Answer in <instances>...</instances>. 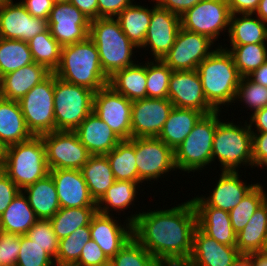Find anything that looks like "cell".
Here are the masks:
<instances>
[{"label": "cell", "instance_id": "6da1fadb", "mask_svg": "<svg viewBox=\"0 0 267 266\" xmlns=\"http://www.w3.org/2000/svg\"><path fill=\"white\" fill-rule=\"evenodd\" d=\"M127 217L133 237L159 262L188 261L197 215L191 200L169 209Z\"/></svg>", "mask_w": 267, "mask_h": 266}, {"label": "cell", "instance_id": "7a4b0ae2", "mask_svg": "<svg viewBox=\"0 0 267 266\" xmlns=\"http://www.w3.org/2000/svg\"><path fill=\"white\" fill-rule=\"evenodd\" d=\"M203 92L209 105L215 111L235 101L237 88L242 76L228 50L216 48L197 67Z\"/></svg>", "mask_w": 267, "mask_h": 266}, {"label": "cell", "instance_id": "3957f363", "mask_svg": "<svg viewBox=\"0 0 267 266\" xmlns=\"http://www.w3.org/2000/svg\"><path fill=\"white\" fill-rule=\"evenodd\" d=\"M54 74L94 93L108 85L109 81V77L102 70L97 46L89 37L62 47L61 61Z\"/></svg>", "mask_w": 267, "mask_h": 266}, {"label": "cell", "instance_id": "277c9868", "mask_svg": "<svg viewBox=\"0 0 267 266\" xmlns=\"http://www.w3.org/2000/svg\"><path fill=\"white\" fill-rule=\"evenodd\" d=\"M89 38L97 46L101 67L110 77L114 72L133 66L136 47L123 33L115 18H97L90 21Z\"/></svg>", "mask_w": 267, "mask_h": 266}, {"label": "cell", "instance_id": "5b68a950", "mask_svg": "<svg viewBox=\"0 0 267 266\" xmlns=\"http://www.w3.org/2000/svg\"><path fill=\"white\" fill-rule=\"evenodd\" d=\"M235 124L232 121L221 122L218 117L212 146V162L218 159L222 172H238L241 164L253 167L251 127L246 122L244 127Z\"/></svg>", "mask_w": 267, "mask_h": 266}, {"label": "cell", "instance_id": "8992f818", "mask_svg": "<svg viewBox=\"0 0 267 266\" xmlns=\"http://www.w3.org/2000/svg\"><path fill=\"white\" fill-rule=\"evenodd\" d=\"M2 170L23 190L49 174L42 136L8 146Z\"/></svg>", "mask_w": 267, "mask_h": 266}, {"label": "cell", "instance_id": "52a82bcc", "mask_svg": "<svg viewBox=\"0 0 267 266\" xmlns=\"http://www.w3.org/2000/svg\"><path fill=\"white\" fill-rule=\"evenodd\" d=\"M220 112L214 111L203 115L189 135L174 150L175 165L178 170L195 172L212 163L213 139Z\"/></svg>", "mask_w": 267, "mask_h": 266}, {"label": "cell", "instance_id": "ba28073f", "mask_svg": "<svg viewBox=\"0 0 267 266\" xmlns=\"http://www.w3.org/2000/svg\"><path fill=\"white\" fill-rule=\"evenodd\" d=\"M94 92L54 74L55 131H74L92 112Z\"/></svg>", "mask_w": 267, "mask_h": 266}, {"label": "cell", "instance_id": "9c48e42d", "mask_svg": "<svg viewBox=\"0 0 267 266\" xmlns=\"http://www.w3.org/2000/svg\"><path fill=\"white\" fill-rule=\"evenodd\" d=\"M26 126L33 136L55 131L54 73L35 85L19 101Z\"/></svg>", "mask_w": 267, "mask_h": 266}, {"label": "cell", "instance_id": "30bf717a", "mask_svg": "<svg viewBox=\"0 0 267 266\" xmlns=\"http://www.w3.org/2000/svg\"><path fill=\"white\" fill-rule=\"evenodd\" d=\"M230 16L227 0H202L180 17L181 27L216 41L220 32L229 30Z\"/></svg>", "mask_w": 267, "mask_h": 266}, {"label": "cell", "instance_id": "8fae6325", "mask_svg": "<svg viewBox=\"0 0 267 266\" xmlns=\"http://www.w3.org/2000/svg\"><path fill=\"white\" fill-rule=\"evenodd\" d=\"M41 136L49 170H80L91 156L74 131L56 130Z\"/></svg>", "mask_w": 267, "mask_h": 266}, {"label": "cell", "instance_id": "7c38bea8", "mask_svg": "<svg viewBox=\"0 0 267 266\" xmlns=\"http://www.w3.org/2000/svg\"><path fill=\"white\" fill-rule=\"evenodd\" d=\"M135 156L139 184L177 169L174 150L158 137L135 138Z\"/></svg>", "mask_w": 267, "mask_h": 266}, {"label": "cell", "instance_id": "4fadbf2b", "mask_svg": "<svg viewBox=\"0 0 267 266\" xmlns=\"http://www.w3.org/2000/svg\"><path fill=\"white\" fill-rule=\"evenodd\" d=\"M92 111L121 139H131L132 101L109 85L93 95Z\"/></svg>", "mask_w": 267, "mask_h": 266}, {"label": "cell", "instance_id": "5bb4252c", "mask_svg": "<svg viewBox=\"0 0 267 266\" xmlns=\"http://www.w3.org/2000/svg\"><path fill=\"white\" fill-rule=\"evenodd\" d=\"M214 41L209 37L179 29L175 42L162 61L172 71L196 70L198 65L214 50Z\"/></svg>", "mask_w": 267, "mask_h": 266}, {"label": "cell", "instance_id": "9a60e30c", "mask_svg": "<svg viewBox=\"0 0 267 266\" xmlns=\"http://www.w3.org/2000/svg\"><path fill=\"white\" fill-rule=\"evenodd\" d=\"M48 26L51 35L62 47L89 37L90 20L70 2L54 4Z\"/></svg>", "mask_w": 267, "mask_h": 266}, {"label": "cell", "instance_id": "2e32d148", "mask_svg": "<svg viewBox=\"0 0 267 266\" xmlns=\"http://www.w3.org/2000/svg\"><path fill=\"white\" fill-rule=\"evenodd\" d=\"M48 29V20L32 16L20 2L0 6V38L28 42Z\"/></svg>", "mask_w": 267, "mask_h": 266}, {"label": "cell", "instance_id": "e0dca14e", "mask_svg": "<svg viewBox=\"0 0 267 266\" xmlns=\"http://www.w3.org/2000/svg\"><path fill=\"white\" fill-rule=\"evenodd\" d=\"M173 107L169 99L132 101L131 138L158 137Z\"/></svg>", "mask_w": 267, "mask_h": 266}, {"label": "cell", "instance_id": "ac0fdd59", "mask_svg": "<svg viewBox=\"0 0 267 266\" xmlns=\"http://www.w3.org/2000/svg\"><path fill=\"white\" fill-rule=\"evenodd\" d=\"M168 99L174 107L194 109L204 115L215 110L207 102L197 70L173 71Z\"/></svg>", "mask_w": 267, "mask_h": 266}, {"label": "cell", "instance_id": "d6986e66", "mask_svg": "<svg viewBox=\"0 0 267 266\" xmlns=\"http://www.w3.org/2000/svg\"><path fill=\"white\" fill-rule=\"evenodd\" d=\"M180 28V16L157 5L152 10L150 25L142 47L148 46V49L150 47L154 60H162L173 46Z\"/></svg>", "mask_w": 267, "mask_h": 266}, {"label": "cell", "instance_id": "ffe728a7", "mask_svg": "<svg viewBox=\"0 0 267 266\" xmlns=\"http://www.w3.org/2000/svg\"><path fill=\"white\" fill-rule=\"evenodd\" d=\"M126 226L119 223L111 215L96 212L89 226L91 240L103 250L111 260L133 237V224L126 221Z\"/></svg>", "mask_w": 267, "mask_h": 266}, {"label": "cell", "instance_id": "44dd1931", "mask_svg": "<svg viewBox=\"0 0 267 266\" xmlns=\"http://www.w3.org/2000/svg\"><path fill=\"white\" fill-rule=\"evenodd\" d=\"M239 176L238 172H222L213 193L208 197H194L191 199L193 205L211 206L229 212L256 186L246 185Z\"/></svg>", "mask_w": 267, "mask_h": 266}, {"label": "cell", "instance_id": "7402d4cb", "mask_svg": "<svg viewBox=\"0 0 267 266\" xmlns=\"http://www.w3.org/2000/svg\"><path fill=\"white\" fill-rule=\"evenodd\" d=\"M55 183L61 208L96 207L81 170H49Z\"/></svg>", "mask_w": 267, "mask_h": 266}, {"label": "cell", "instance_id": "603a6c76", "mask_svg": "<svg viewBox=\"0 0 267 266\" xmlns=\"http://www.w3.org/2000/svg\"><path fill=\"white\" fill-rule=\"evenodd\" d=\"M240 254L236 246L219 243L196 227L187 262L191 266H231Z\"/></svg>", "mask_w": 267, "mask_h": 266}, {"label": "cell", "instance_id": "cb8c5ba5", "mask_svg": "<svg viewBox=\"0 0 267 266\" xmlns=\"http://www.w3.org/2000/svg\"><path fill=\"white\" fill-rule=\"evenodd\" d=\"M91 155H106L121 139L93 111L74 130Z\"/></svg>", "mask_w": 267, "mask_h": 266}, {"label": "cell", "instance_id": "d4e9b609", "mask_svg": "<svg viewBox=\"0 0 267 266\" xmlns=\"http://www.w3.org/2000/svg\"><path fill=\"white\" fill-rule=\"evenodd\" d=\"M51 73L45 66L33 62L14 72L5 74L0 78V97L19 101Z\"/></svg>", "mask_w": 267, "mask_h": 266}, {"label": "cell", "instance_id": "484cf974", "mask_svg": "<svg viewBox=\"0 0 267 266\" xmlns=\"http://www.w3.org/2000/svg\"><path fill=\"white\" fill-rule=\"evenodd\" d=\"M197 215V227L217 242L236 246L237 234L234 232L229 212L211 207L194 206Z\"/></svg>", "mask_w": 267, "mask_h": 266}, {"label": "cell", "instance_id": "4316f807", "mask_svg": "<svg viewBox=\"0 0 267 266\" xmlns=\"http://www.w3.org/2000/svg\"><path fill=\"white\" fill-rule=\"evenodd\" d=\"M16 100L0 97V139L8 147L32 137Z\"/></svg>", "mask_w": 267, "mask_h": 266}, {"label": "cell", "instance_id": "83f0119b", "mask_svg": "<svg viewBox=\"0 0 267 266\" xmlns=\"http://www.w3.org/2000/svg\"><path fill=\"white\" fill-rule=\"evenodd\" d=\"M22 191L28 198L37 219L50 220L61 208L58 195L50 173Z\"/></svg>", "mask_w": 267, "mask_h": 266}, {"label": "cell", "instance_id": "f1b7e54d", "mask_svg": "<svg viewBox=\"0 0 267 266\" xmlns=\"http://www.w3.org/2000/svg\"><path fill=\"white\" fill-rule=\"evenodd\" d=\"M203 115L194 109L173 107L158 138L175 150Z\"/></svg>", "mask_w": 267, "mask_h": 266}, {"label": "cell", "instance_id": "f546056e", "mask_svg": "<svg viewBox=\"0 0 267 266\" xmlns=\"http://www.w3.org/2000/svg\"><path fill=\"white\" fill-rule=\"evenodd\" d=\"M141 64L117 70L109 77L108 85L128 100L147 98L146 63Z\"/></svg>", "mask_w": 267, "mask_h": 266}, {"label": "cell", "instance_id": "4dcf8cb0", "mask_svg": "<svg viewBox=\"0 0 267 266\" xmlns=\"http://www.w3.org/2000/svg\"><path fill=\"white\" fill-rule=\"evenodd\" d=\"M267 243V206L263 203L247 225L237 233L236 247L241 254L264 252Z\"/></svg>", "mask_w": 267, "mask_h": 266}, {"label": "cell", "instance_id": "1f68e13d", "mask_svg": "<svg viewBox=\"0 0 267 266\" xmlns=\"http://www.w3.org/2000/svg\"><path fill=\"white\" fill-rule=\"evenodd\" d=\"M37 220L27 196L21 190L0 216V231L26 235Z\"/></svg>", "mask_w": 267, "mask_h": 266}, {"label": "cell", "instance_id": "d6a6232c", "mask_svg": "<svg viewBox=\"0 0 267 266\" xmlns=\"http://www.w3.org/2000/svg\"><path fill=\"white\" fill-rule=\"evenodd\" d=\"M80 170L95 203L116 181L106 155H91Z\"/></svg>", "mask_w": 267, "mask_h": 266}, {"label": "cell", "instance_id": "836d02e7", "mask_svg": "<svg viewBox=\"0 0 267 266\" xmlns=\"http://www.w3.org/2000/svg\"><path fill=\"white\" fill-rule=\"evenodd\" d=\"M238 15H241L239 18ZM254 14H231L228 35L231 45L266 44L267 24Z\"/></svg>", "mask_w": 267, "mask_h": 266}, {"label": "cell", "instance_id": "e575fe53", "mask_svg": "<svg viewBox=\"0 0 267 266\" xmlns=\"http://www.w3.org/2000/svg\"><path fill=\"white\" fill-rule=\"evenodd\" d=\"M157 6L154 4L152 9L138 4L126 7L118 14L116 19L119 21L123 33L138 49H141L151 21L152 10Z\"/></svg>", "mask_w": 267, "mask_h": 266}, {"label": "cell", "instance_id": "d590c367", "mask_svg": "<svg viewBox=\"0 0 267 266\" xmlns=\"http://www.w3.org/2000/svg\"><path fill=\"white\" fill-rule=\"evenodd\" d=\"M116 181L138 183V171L135 156V138L121 140L106 154Z\"/></svg>", "mask_w": 267, "mask_h": 266}, {"label": "cell", "instance_id": "8d00e7d4", "mask_svg": "<svg viewBox=\"0 0 267 266\" xmlns=\"http://www.w3.org/2000/svg\"><path fill=\"white\" fill-rule=\"evenodd\" d=\"M97 207L60 208L50 219L58 240L66 238L80 227L88 226Z\"/></svg>", "mask_w": 267, "mask_h": 266}, {"label": "cell", "instance_id": "74e56055", "mask_svg": "<svg viewBox=\"0 0 267 266\" xmlns=\"http://www.w3.org/2000/svg\"><path fill=\"white\" fill-rule=\"evenodd\" d=\"M138 184L131 181H115L96 203L97 211L110 215V211L113 209L118 212V210L123 211V209L130 208L129 206L134 204L136 193L138 194Z\"/></svg>", "mask_w": 267, "mask_h": 266}, {"label": "cell", "instance_id": "f35d334b", "mask_svg": "<svg viewBox=\"0 0 267 266\" xmlns=\"http://www.w3.org/2000/svg\"><path fill=\"white\" fill-rule=\"evenodd\" d=\"M27 43L33 61L45 66L50 72L54 73L61 61L62 46L51 35L50 29L37 34Z\"/></svg>", "mask_w": 267, "mask_h": 266}, {"label": "cell", "instance_id": "ab89813d", "mask_svg": "<svg viewBox=\"0 0 267 266\" xmlns=\"http://www.w3.org/2000/svg\"><path fill=\"white\" fill-rule=\"evenodd\" d=\"M33 62L26 41L0 38V78Z\"/></svg>", "mask_w": 267, "mask_h": 266}, {"label": "cell", "instance_id": "60d3db41", "mask_svg": "<svg viewBox=\"0 0 267 266\" xmlns=\"http://www.w3.org/2000/svg\"><path fill=\"white\" fill-rule=\"evenodd\" d=\"M228 52L242 77L249 76L267 60L266 44L231 45Z\"/></svg>", "mask_w": 267, "mask_h": 266}, {"label": "cell", "instance_id": "b9f144b4", "mask_svg": "<svg viewBox=\"0 0 267 266\" xmlns=\"http://www.w3.org/2000/svg\"><path fill=\"white\" fill-rule=\"evenodd\" d=\"M91 240L90 226H83L59 240L56 265H75L79 261L83 246Z\"/></svg>", "mask_w": 267, "mask_h": 266}, {"label": "cell", "instance_id": "7bdbcfd3", "mask_svg": "<svg viewBox=\"0 0 267 266\" xmlns=\"http://www.w3.org/2000/svg\"><path fill=\"white\" fill-rule=\"evenodd\" d=\"M172 72L162 60L146 61L147 98L168 99L169 79Z\"/></svg>", "mask_w": 267, "mask_h": 266}, {"label": "cell", "instance_id": "ee69618b", "mask_svg": "<svg viewBox=\"0 0 267 266\" xmlns=\"http://www.w3.org/2000/svg\"><path fill=\"white\" fill-rule=\"evenodd\" d=\"M263 204V193L260 184L256 186L229 211L230 221L234 232L239 233L249 222L255 211Z\"/></svg>", "mask_w": 267, "mask_h": 266}, {"label": "cell", "instance_id": "f6af8a7d", "mask_svg": "<svg viewBox=\"0 0 267 266\" xmlns=\"http://www.w3.org/2000/svg\"><path fill=\"white\" fill-rule=\"evenodd\" d=\"M159 261L134 237L110 260V266H156Z\"/></svg>", "mask_w": 267, "mask_h": 266}, {"label": "cell", "instance_id": "bcb514c9", "mask_svg": "<svg viewBox=\"0 0 267 266\" xmlns=\"http://www.w3.org/2000/svg\"><path fill=\"white\" fill-rule=\"evenodd\" d=\"M16 266H56L55 259L26 235H20Z\"/></svg>", "mask_w": 267, "mask_h": 266}, {"label": "cell", "instance_id": "7dc6e473", "mask_svg": "<svg viewBox=\"0 0 267 266\" xmlns=\"http://www.w3.org/2000/svg\"><path fill=\"white\" fill-rule=\"evenodd\" d=\"M235 100L243 101L254 112L260 110L267 106V87L252 81L248 76L242 77Z\"/></svg>", "mask_w": 267, "mask_h": 266}, {"label": "cell", "instance_id": "c3c4849f", "mask_svg": "<svg viewBox=\"0 0 267 266\" xmlns=\"http://www.w3.org/2000/svg\"><path fill=\"white\" fill-rule=\"evenodd\" d=\"M26 236L41 246L54 259L56 258L59 240L54 233L50 220L38 219L28 230Z\"/></svg>", "mask_w": 267, "mask_h": 266}, {"label": "cell", "instance_id": "681fc988", "mask_svg": "<svg viewBox=\"0 0 267 266\" xmlns=\"http://www.w3.org/2000/svg\"><path fill=\"white\" fill-rule=\"evenodd\" d=\"M20 250V235L0 231L1 266H16Z\"/></svg>", "mask_w": 267, "mask_h": 266}, {"label": "cell", "instance_id": "f907efd6", "mask_svg": "<svg viewBox=\"0 0 267 266\" xmlns=\"http://www.w3.org/2000/svg\"><path fill=\"white\" fill-rule=\"evenodd\" d=\"M74 266H110V260L94 240L82 248L79 261Z\"/></svg>", "mask_w": 267, "mask_h": 266}, {"label": "cell", "instance_id": "816d5d0a", "mask_svg": "<svg viewBox=\"0 0 267 266\" xmlns=\"http://www.w3.org/2000/svg\"><path fill=\"white\" fill-rule=\"evenodd\" d=\"M20 191V188L0 169V216Z\"/></svg>", "mask_w": 267, "mask_h": 266}, {"label": "cell", "instance_id": "f5cc1de1", "mask_svg": "<svg viewBox=\"0 0 267 266\" xmlns=\"http://www.w3.org/2000/svg\"><path fill=\"white\" fill-rule=\"evenodd\" d=\"M253 166L267 167V132L255 133L252 129Z\"/></svg>", "mask_w": 267, "mask_h": 266}, {"label": "cell", "instance_id": "db71d44e", "mask_svg": "<svg viewBox=\"0 0 267 266\" xmlns=\"http://www.w3.org/2000/svg\"><path fill=\"white\" fill-rule=\"evenodd\" d=\"M134 0H98V18H116Z\"/></svg>", "mask_w": 267, "mask_h": 266}, {"label": "cell", "instance_id": "11a10c76", "mask_svg": "<svg viewBox=\"0 0 267 266\" xmlns=\"http://www.w3.org/2000/svg\"><path fill=\"white\" fill-rule=\"evenodd\" d=\"M20 3L29 14L44 20H48L50 12L55 4L53 0H22Z\"/></svg>", "mask_w": 267, "mask_h": 266}, {"label": "cell", "instance_id": "9f6ffc18", "mask_svg": "<svg viewBox=\"0 0 267 266\" xmlns=\"http://www.w3.org/2000/svg\"><path fill=\"white\" fill-rule=\"evenodd\" d=\"M202 0H155L157 5L163 9L169 10L180 17L194 5Z\"/></svg>", "mask_w": 267, "mask_h": 266}, {"label": "cell", "instance_id": "6f0895ef", "mask_svg": "<svg viewBox=\"0 0 267 266\" xmlns=\"http://www.w3.org/2000/svg\"><path fill=\"white\" fill-rule=\"evenodd\" d=\"M260 0H227L231 14H253Z\"/></svg>", "mask_w": 267, "mask_h": 266}, {"label": "cell", "instance_id": "680465c9", "mask_svg": "<svg viewBox=\"0 0 267 266\" xmlns=\"http://www.w3.org/2000/svg\"><path fill=\"white\" fill-rule=\"evenodd\" d=\"M72 5L79 9L88 20L98 18V0H70Z\"/></svg>", "mask_w": 267, "mask_h": 266}, {"label": "cell", "instance_id": "91938a15", "mask_svg": "<svg viewBox=\"0 0 267 266\" xmlns=\"http://www.w3.org/2000/svg\"><path fill=\"white\" fill-rule=\"evenodd\" d=\"M249 121H250L249 124L250 127H252V125L255 124L256 133L267 132V106L253 112V114H251Z\"/></svg>", "mask_w": 267, "mask_h": 266}, {"label": "cell", "instance_id": "94428289", "mask_svg": "<svg viewBox=\"0 0 267 266\" xmlns=\"http://www.w3.org/2000/svg\"><path fill=\"white\" fill-rule=\"evenodd\" d=\"M252 81L267 87V60L249 76Z\"/></svg>", "mask_w": 267, "mask_h": 266}, {"label": "cell", "instance_id": "6125c7cd", "mask_svg": "<svg viewBox=\"0 0 267 266\" xmlns=\"http://www.w3.org/2000/svg\"><path fill=\"white\" fill-rule=\"evenodd\" d=\"M231 266H254V253L240 254Z\"/></svg>", "mask_w": 267, "mask_h": 266}, {"label": "cell", "instance_id": "be15d7a7", "mask_svg": "<svg viewBox=\"0 0 267 266\" xmlns=\"http://www.w3.org/2000/svg\"><path fill=\"white\" fill-rule=\"evenodd\" d=\"M255 15L264 23H267V0H260Z\"/></svg>", "mask_w": 267, "mask_h": 266}, {"label": "cell", "instance_id": "e7e4bbea", "mask_svg": "<svg viewBox=\"0 0 267 266\" xmlns=\"http://www.w3.org/2000/svg\"><path fill=\"white\" fill-rule=\"evenodd\" d=\"M254 266H267V253H254Z\"/></svg>", "mask_w": 267, "mask_h": 266}, {"label": "cell", "instance_id": "03108f58", "mask_svg": "<svg viewBox=\"0 0 267 266\" xmlns=\"http://www.w3.org/2000/svg\"><path fill=\"white\" fill-rule=\"evenodd\" d=\"M7 148L8 147L0 139V169H2L5 164Z\"/></svg>", "mask_w": 267, "mask_h": 266}, {"label": "cell", "instance_id": "003e7915", "mask_svg": "<svg viewBox=\"0 0 267 266\" xmlns=\"http://www.w3.org/2000/svg\"><path fill=\"white\" fill-rule=\"evenodd\" d=\"M156 266H191L187 261L158 262Z\"/></svg>", "mask_w": 267, "mask_h": 266}, {"label": "cell", "instance_id": "a7ac6f4b", "mask_svg": "<svg viewBox=\"0 0 267 266\" xmlns=\"http://www.w3.org/2000/svg\"><path fill=\"white\" fill-rule=\"evenodd\" d=\"M262 187V193H263V203L267 206V194L263 189V186L260 185Z\"/></svg>", "mask_w": 267, "mask_h": 266}, {"label": "cell", "instance_id": "89a4df30", "mask_svg": "<svg viewBox=\"0 0 267 266\" xmlns=\"http://www.w3.org/2000/svg\"><path fill=\"white\" fill-rule=\"evenodd\" d=\"M54 3H65V2H69L70 0H53Z\"/></svg>", "mask_w": 267, "mask_h": 266}, {"label": "cell", "instance_id": "2644e50d", "mask_svg": "<svg viewBox=\"0 0 267 266\" xmlns=\"http://www.w3.org/2000/svg\"><path fill=\"white\" fill-rule=\"evenodd\" d=\"M9 1H11V0H0V6H2L3 4H5V3L9 2Z\"/></svg>", "mask_w": 267, "mask_h": 266}, {"label": "cell", "instance_id": "8c879c8a", "mask_svg": "<svg viewBox=\"0 0 267 266\" xmlns=\"http://www.w3.org/2000/svg\"><path fill=\"white\" fill-rule=\"evenodd\" d=\"M264 252L267 253V243H266V247L264 249Z\"/></svg>", "mask_w": 267, "mask_h": 266}, {"label": "cell", "instance_id": "753ad0ef", "mask_svg": "<svg viewBox=\"0 0 267 266\" xmlns=\"http://www.w3.org/2000/svg\"><path fill=\"white\" fill-rule=\"evenodd\" d=\"M56 266H74V265H56Z\"/></svg>", "mask_w": 267, "mask_h": 266}]
</instances>
